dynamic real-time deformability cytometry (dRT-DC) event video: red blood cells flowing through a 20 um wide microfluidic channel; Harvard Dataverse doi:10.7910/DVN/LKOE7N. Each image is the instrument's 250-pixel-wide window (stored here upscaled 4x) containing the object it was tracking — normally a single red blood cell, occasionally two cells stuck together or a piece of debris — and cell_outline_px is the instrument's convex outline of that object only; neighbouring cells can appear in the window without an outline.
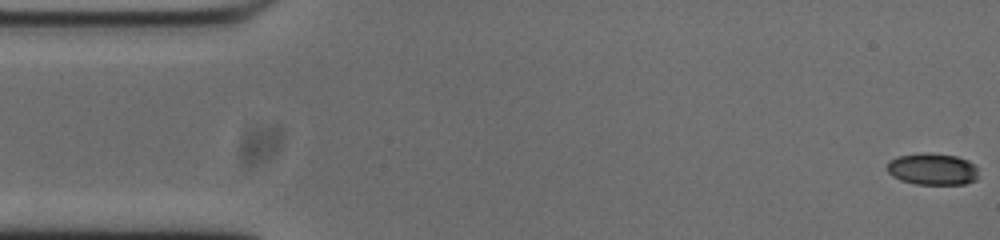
{"species": "common noctule bat (a hibernating species)", "species_latin": "Nyctalus noctula", "temperature_condition": "cold", "stored_images_in_passage": 54, "camera_frame_rate_fps": 3000, "um_per_image_px": 0.085, "animal": {"sex": "male", "body_mass_g": 20.0, "forearm_length_mm": 53.3}, "frame": {"image": 1, "passage_image": 1, "time_ms": 0.0, "image_size_px": [1000, 240], "cell_outline_px": [[976, 180], [964, 184], [916, 184], [900, 180], [892, 176], [888, 172], [888, 160], [896, 156], [924, 152], [956, 156], [968, 160], [976, 168]], "centroid_in_image_um": [79.21, 14.37], "position_along_channel_um": 5.8, "area_um2": 16.88}}
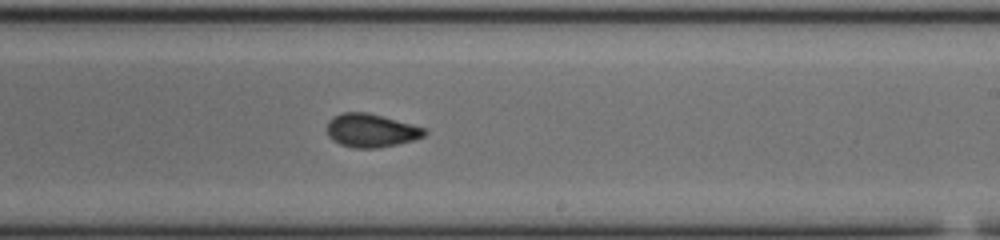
{"frame": {"image": 2, "passage_image": 31, "time_ms": 10.0, "image_size_px": [1000, 240], "cell_outline_px": [[428, 132], [424, 136], [412, 140], [396, 144], [376, 148], [352, 148], [340, 144], [332, 140], [328, 136], [328, 120], [332, 116], [340, 112], [368, 112], [428, 128]], "centroid_in_image_um": [31.54, 11.08], "position_along_channel_um": 257.5, "area_um2": 19.19}}
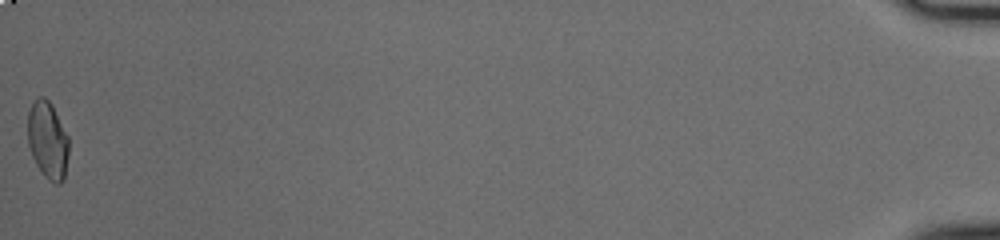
{"frame": {"image": 3, "passage_image": 54, "time_ms": 17.667, "image_size_px": [1000, 240], "cell_outline_px": [[68, 156], [64, 180], [60, 184], [56, 184], [48, 180], [44, 176], [36, 164], [32, 156], [28, 144], [28, 112], [32, 100], [36, 96], [44, 96], [52, 104], [68, 136]], "centroid_in_image_um": [4.05, 11.89], "position_along_channel_um": 431.2, "area_um2": 18.79}, "authors_computed_cell_mechanics": {"area_um2": 18.7272, "velocity_mm_per_s": 3.7449, "shape_relaxation_time_tau1_ms": 9.1994, "shape_relaxation_time_tau2_ms": 1.8464, "deformation_change_tau1": 0.1989, "deformation_change_tau2": 0.0701}}